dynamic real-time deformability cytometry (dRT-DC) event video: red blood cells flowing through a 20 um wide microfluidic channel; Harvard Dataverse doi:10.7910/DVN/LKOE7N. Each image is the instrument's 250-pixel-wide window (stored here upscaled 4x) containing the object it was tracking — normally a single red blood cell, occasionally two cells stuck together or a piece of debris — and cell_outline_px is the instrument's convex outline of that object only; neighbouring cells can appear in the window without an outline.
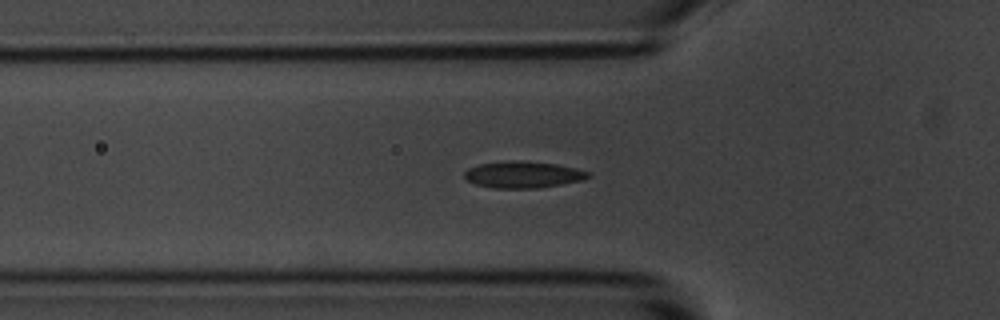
{"species": "common noctule bat (a hibernating species)", "species_latin": "Nyctalus noctula", "temperature_condition": "room temperature", "stored_images_in_passage": 44, "segment_of_instrument_passage": [1, 2], "camera_frame_rate_fps": 3000, "um_per_image_px": 0.085, "animal": {"sex": "male", "body_mass_g": 20.1, "forearm_length_mm": 53.5}, "frame": {"image": 1, "passage_image": 6, "time_ms": 1.667, "image_size_px": [1000, 320], "cell_outline_px": [[592, 176], [584, 180], [536, 188], [492, 188], [476, 184], [468, 180], [464, 176], [464, 172], [468, 168], [480, 164], [508, 160], [556, 164], [576, 168], [592, 172]], "centroid_in_image_um": [44.49, 14.84], "position_along_channel_um": 81.3, "area_um2": 19.13}}
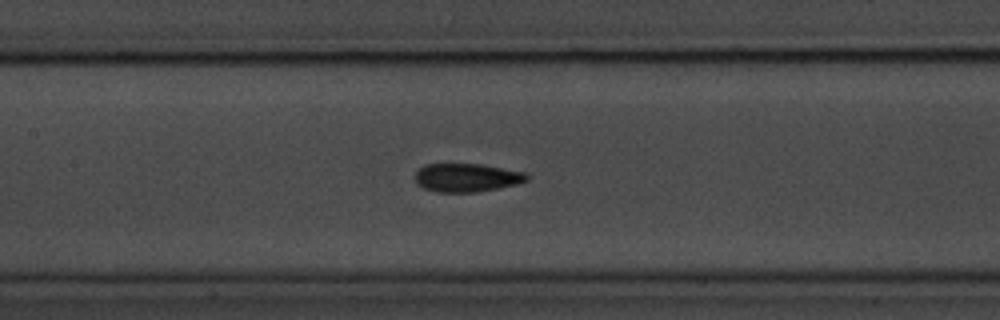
{"frame": {"image": 2, "passage_image": 13, "time_ms": 4.0, "image_size_px": [1000, 320], "cell_outline_px": [[528, 180], [516, 184], [476, 192], [436, 192], [424, 188], [416, 184], [416, 172], [424, 164], [484, 164], [524, 172], [528, 176]], "centroid_in_image_um": [39.65, 15.09], "position_along_channel_um": 167.7, "area_um2": 18.44}}
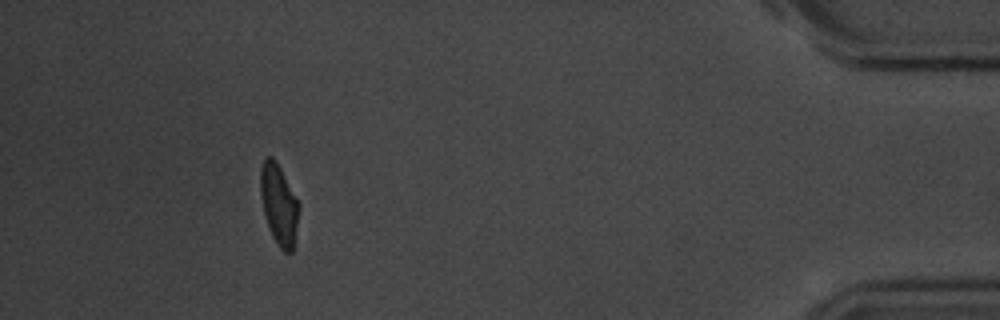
{"frame": {"image": 3, "passage_image": 38, "time_ms": 12.333, "image_size_px": [1000, 320], "cell_outline_px": [[300, 208], [292, 252], [284, 252], [280, 248], [272, 236], [264, 212], [260, 196], [260, 168], [264, 160], [268, 156], [272, 156], [280, 168], [300, 204]], "centroid_in_image_um": [23.71, 17.37], "position_along_channel_um": 411.5, "area_um2": 17.86}}